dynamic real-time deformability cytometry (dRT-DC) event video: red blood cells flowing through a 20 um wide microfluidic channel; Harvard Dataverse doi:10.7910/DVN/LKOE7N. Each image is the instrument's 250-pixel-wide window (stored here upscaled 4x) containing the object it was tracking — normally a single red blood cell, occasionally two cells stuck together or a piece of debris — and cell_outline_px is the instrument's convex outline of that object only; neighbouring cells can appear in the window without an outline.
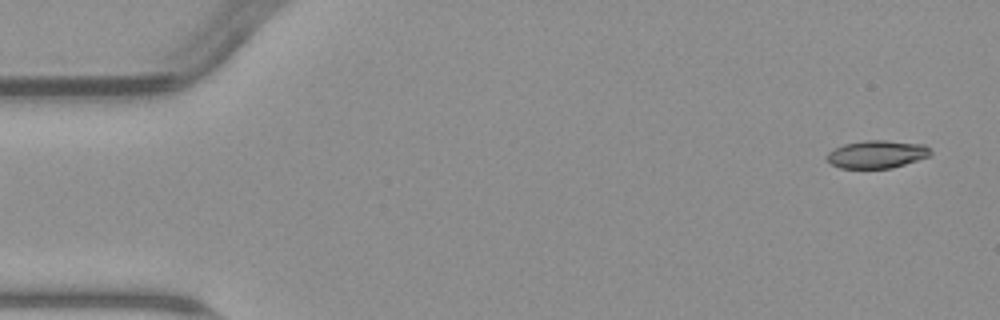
{"species": "common noctule bat (a hibernating species)", "species_latin": "Nyctalus noctula", "temperature_condition": "warm", "stored_images_in_passage": 5, "camera_frame_rate_fps": 3000, "um_per_image_px": 0.085, "animal": {"sex": "male", "body_mass_g": 23.1, "forearm_length_mm": 52.7}, "frame": {"image": 1, "passage_image": 1, "time_ms": 0.0, "image_size_px": [1000, 320], "cell_outline_px": [[932, 152], [928, 156], [892, 168], [840, 168], [832, 164], [828, 160], [828, 152], [844, 144], [868, 140], [884, 140], [924, 144]], "centroid_in_image_um": [74.54, 13.11], "position_along_channel_um": 10.5, "area_um2": 16.47}}
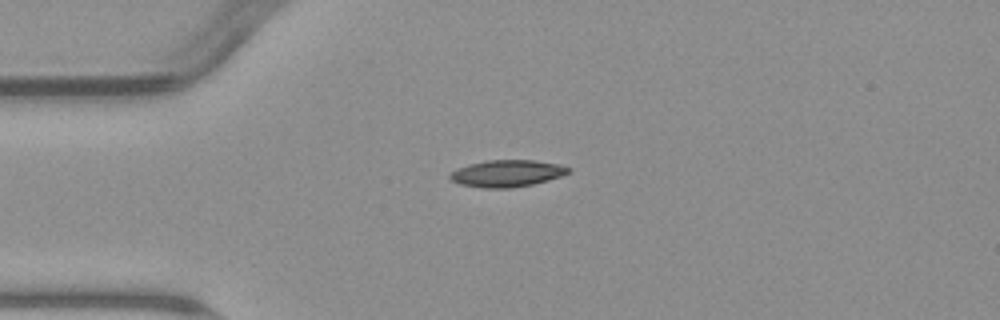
{"frame": {"image": 2, "passage_image": 4, "time_ms": 3.667, "image_size_px": [1000, 320], "cell_outline_px": [[572, 168], [568, 172], [560, 176], [548, 180], [532, 184], [512, 188], [484, 188], [460, 184], [452, 180], [448, 176], [456, 168], [468, 164], [488, 160], [532, 160], [560, 164]], "centroid_in_image_um": [43.08, 14.73], "position_along_channel_um": 41.9, "area_um2": 18.5}}